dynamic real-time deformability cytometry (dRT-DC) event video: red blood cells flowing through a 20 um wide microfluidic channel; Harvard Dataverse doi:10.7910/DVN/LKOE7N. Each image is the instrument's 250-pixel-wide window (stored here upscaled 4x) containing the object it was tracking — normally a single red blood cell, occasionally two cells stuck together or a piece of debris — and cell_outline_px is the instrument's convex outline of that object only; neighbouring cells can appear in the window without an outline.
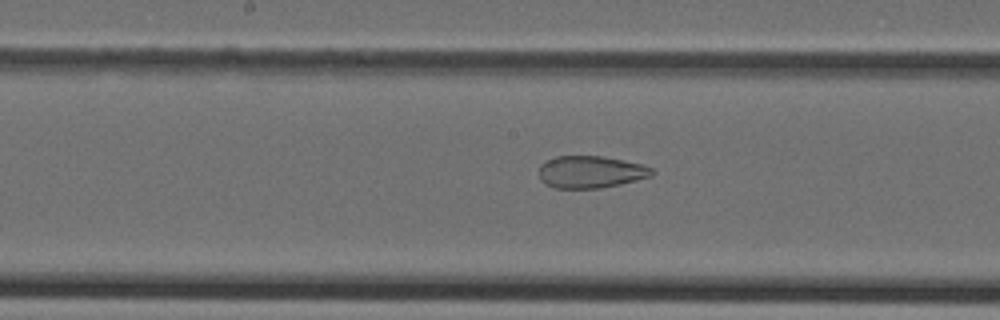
{"species": "Egyptian fruit bat (a non-hibernating species)", "species_latin": "Rousettus aegyptiacus", "temperature_condition": "cold", "stored_images_in_passage": 43, "camera_frame_rate_fps": 3000, "um_per_image_px": 0.085, "animal": {"sex": "female"}, "frame": {"image": 1, "passage_image": 24, "time_ms": 7.667, "image_size_px": [1000, 320], "cell_outline_px": [[656, 172], [652, 176], [620, 184], [600, 188], [552, 188], [544, 184], [540, 180], [540, 164], [544, 160], [556, 156], [604, 156], [644, 164], [652, 168]], "centroid_in_image_um": [50.21, 14.61], "position_along_channel_um": 198.0, "area_um2": 21.5}}
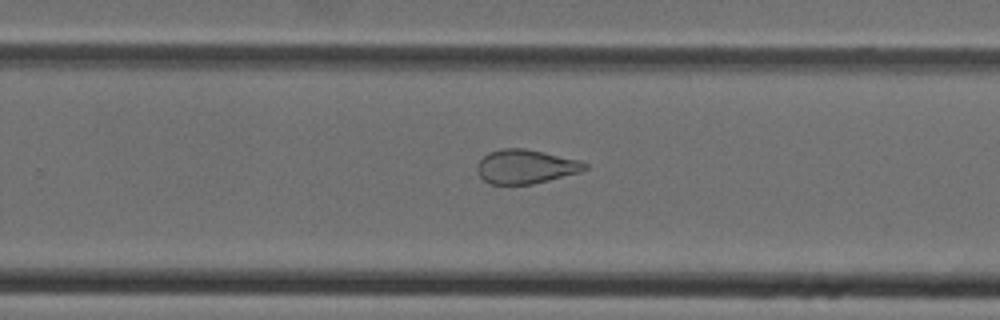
{"frame": {"image": 2, "passage_image": 30, "time_ms": 9.667, "image_size_px": [1000, 320], "cell_outline_px": [[588, 168], [580, 172], [532, 184], [488, 184], [476, 172], [476, 164], [488, 152], [504, 148], [524, 148], [544, 152], [580, 160], [588, 164]], "centroid_in_image_um": [44.66, 14.16], "position_along_channel_um": 285.1, "area_um2": 21.44}}
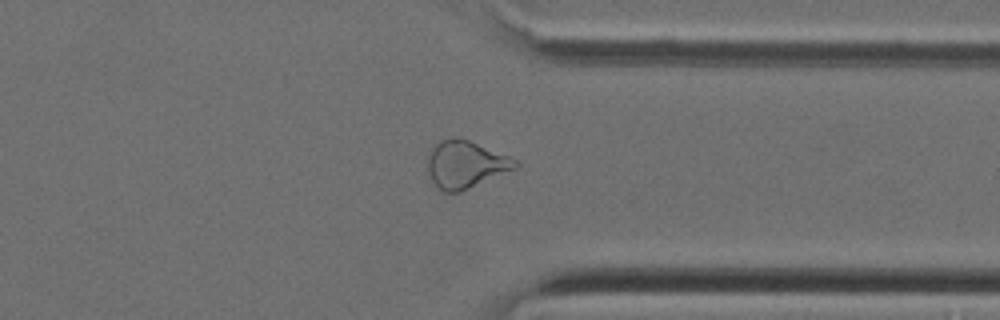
{"frame": {"image": 3, "passage_image": 36, "time_ms": 11.667, "image_size_px": [1000, 320], "cell_outline_px": [[520, 164], [516, 168], [460, 192], [444, 192], [432, 180], [428, 168], [428, 156], [432, 148], [440, 140], [468, 140], [520, 160]], "centroid_in_image_um": [39.62, 13.99], "position_along_channel_um": 371.8, "area_um2": 23.58}}